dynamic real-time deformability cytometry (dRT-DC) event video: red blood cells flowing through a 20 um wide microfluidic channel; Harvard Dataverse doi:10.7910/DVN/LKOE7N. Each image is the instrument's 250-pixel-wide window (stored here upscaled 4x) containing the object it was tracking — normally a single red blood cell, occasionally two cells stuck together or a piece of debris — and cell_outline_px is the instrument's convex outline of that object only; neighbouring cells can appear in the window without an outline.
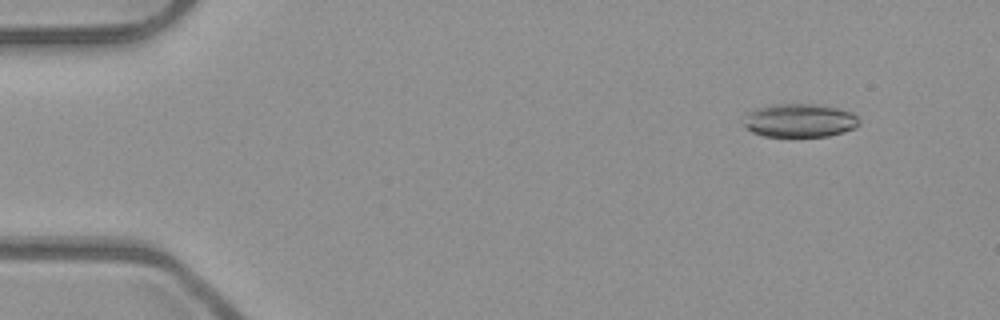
{"species": "common noctule bat (a hibernating species)", "species_latin": "Nyctalus noctula", "temperature_condition": "room temperature", "stored_images_in_passage": 5, "camera_frame_rate_fps": 3000, "um_per_image_px": 0.085, "animal": {"sex": "male", "body_mass_g": 23.1, "forearm_length_mm": 52.7}, "frame": {"image": 1, "passage_image": 2, "time_ms": 0.333, "image_size_px": [1000, 320], "cell_outline_px": [[860, 124], [856, 128], [844, 132], [828, 136], [792, 140], [764, 136], [752, 132], [744, 124], [748, 112], [756, 108], [772, 104], [820, 104], [852, 112], [860, 120]], "centroid_in_image_um": [68.0, 10.29], "position_along_channel_um": 17.0, "area_um2": 23.47}}
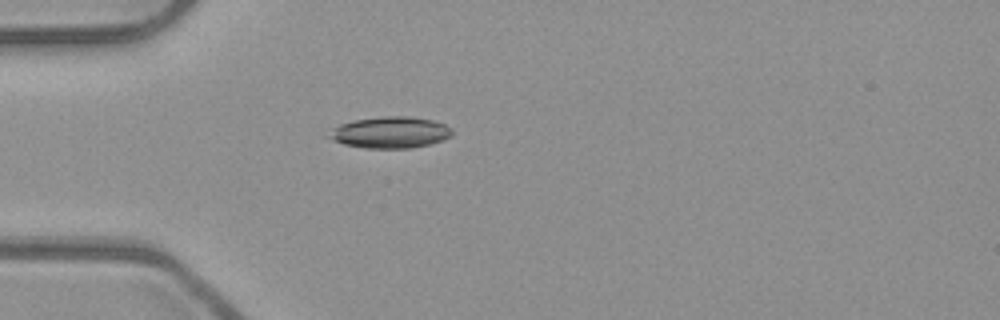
{"frame": {"image": 2, "passage_image": 5, "time_ms": 1.333, "image_size_px": [1000, 320], "cell_outline_px": [[452, 136], [444, 140], [412, 148], [364, 148], [344, 144], [332, 140], [324, 136], [332, 128], [340, 124], [352, 120], [384, 116], [408, 116], [432, 120], [444, 124], [452, 128]], "centroid_in_image_um": [33.13, 11.25], "position_along_channel_um": 51.9, "area_um2": 22.77}}